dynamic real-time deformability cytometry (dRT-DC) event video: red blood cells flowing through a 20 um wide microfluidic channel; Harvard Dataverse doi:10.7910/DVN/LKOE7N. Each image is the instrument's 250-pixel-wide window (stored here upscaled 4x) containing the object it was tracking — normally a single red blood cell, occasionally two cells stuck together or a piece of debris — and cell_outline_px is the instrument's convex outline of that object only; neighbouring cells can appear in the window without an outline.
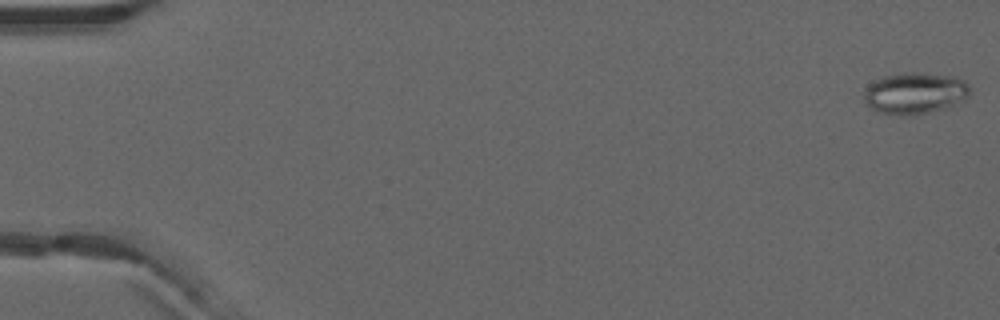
{"species": "common noctule bat (a hibernating species)", "species_latin": "Nyctalus noctula", "temperature_condition": "warm", "stored_images_in_passage": 53, "camera_frame_rate_fps": 3000, "um_per_image_px": 0.085, "animal": {"sex": "male", "forearm_length_mm": 52.5}, "frame": {"image": 1, "passage_image": 1, "time_ms": 0.0, "image_size_px": [1000, 320], "cell_outline_px": [[968, 96], [964, 100], [944, 108], [912, 116], [900, 116], [880, 112], [872, 108], [864, 100], [864, 92], [868, 84], [884, 76], [904, 72], [916, 72], [956, 76], [964, 80], [968, 84]], "centroid_in_image_um": [77.76, 7.91], "position_along_channel_um": 7.2, "area_um2": 25.66}}
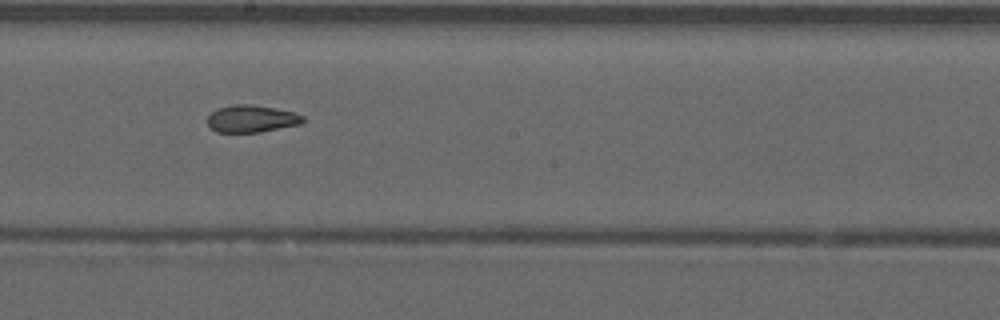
{"frame": {"image": 2, "passage_image": 30, "time_ms": 9.667, "image_size_px": [1000, 320], "cell_outline_px": [[304, 120], [300, 124], [260, 132], [216, 132], [208, 124], [208, 116], [216, 108], [236, 104], [248, 104], [276, 108], [292, 112], [304, 116]], "centroid_in_image_um": [21.37, 10.09], "position_along_channel_um": 226.8, "area_um2": 15.03}}
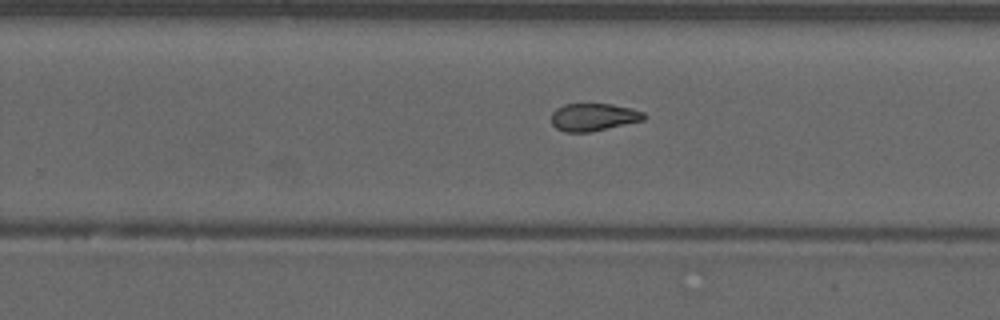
{"frame": {"image": 3, "passage_image": 34, "time_ms": 11.0, "image_size_px": [1000, 320], "cell_outline_px": [[644, 120], [588, 132], [564, 132], [556, 128], [552, 124], [552, 112], [556, 108], [564, 104], [612, 104], [632, 108], [644, 112]], "centroid_in_image_um": [50.42, 9.94], "position_along_channel_um": 279.4, "area_um2": 14.8}}